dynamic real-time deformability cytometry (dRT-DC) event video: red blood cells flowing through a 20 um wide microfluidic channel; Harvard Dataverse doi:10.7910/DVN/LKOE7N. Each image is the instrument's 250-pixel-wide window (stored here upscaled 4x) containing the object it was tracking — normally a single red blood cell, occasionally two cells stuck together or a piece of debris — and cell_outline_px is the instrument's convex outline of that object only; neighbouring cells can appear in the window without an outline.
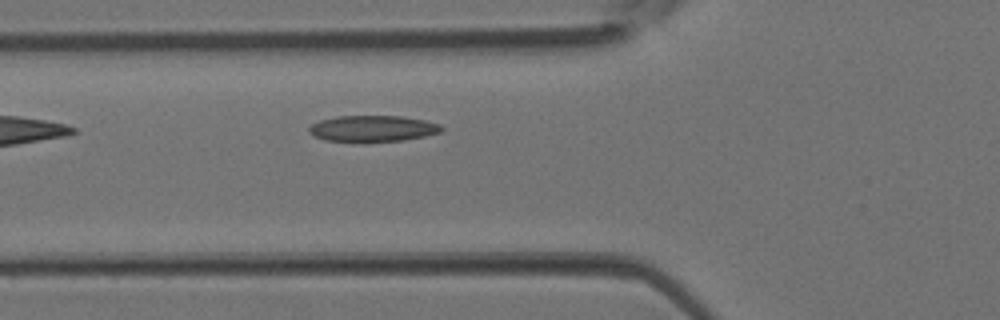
{"species": "Egyptian fruit bat (a non-hibernating species)", "species_latin": "Rousettus aegyptiacus", "temperature_condition": "room temperature", "stored_images_in_passage": 3, "camera_frame_rate_fps": 3000, "um_per_image_px": 0.085, "animal": {"sex": "female"}, "frame": {"image": 1, "passage_image": 3, "time_ms": 0.667, "image_size_px": [1000, 320], "cell_outline_px": [[444, 128], [440, 132], [424, 136], [404, 140], [364, 144], [324, 140], [312, 136], [308, 132], [308, 128], [312, 124], [320, 120], [336, 116], [404, 116], [424, 120], [440, 124]], "centroid_in_image_um": [31.63, 10.96], "position_along_channel_um": 94.2, "area_um2": 20.98}}